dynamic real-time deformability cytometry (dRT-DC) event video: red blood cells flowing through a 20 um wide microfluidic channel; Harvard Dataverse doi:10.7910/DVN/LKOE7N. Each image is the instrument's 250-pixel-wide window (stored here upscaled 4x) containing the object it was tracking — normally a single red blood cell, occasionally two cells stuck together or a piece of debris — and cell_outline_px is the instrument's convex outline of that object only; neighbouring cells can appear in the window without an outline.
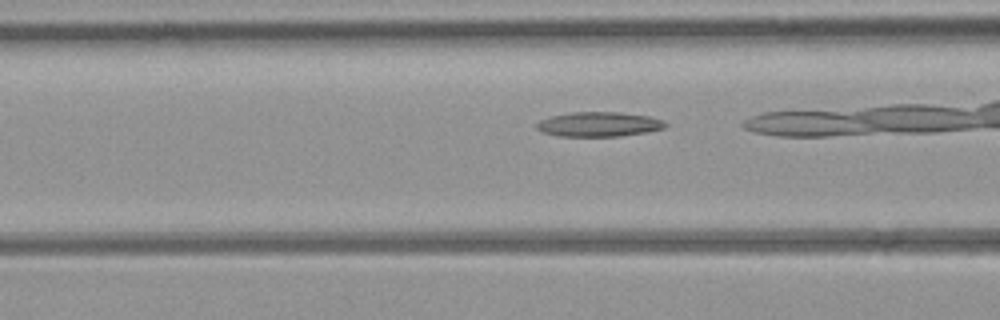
{"species": "common noctule bat (a hibernating species)", "species_latin": "Nyctalus noctula", "temperature_condition": "room temperature", "stored_images_in_passage": 24, "camera_frame_rate_fps": 3000, "um_per_image_px": 0.085, "animal": {"sex": "female", "body_mass_g": 21.9}, "frame": {"image": 1, "passage_image": 4, "time_ms": 1.0, "image_size_px": [1000, 320], "cell_outline_px": [[668, 124], [664, 128], [648, 132], [620, 136], [556, 136], [540, 132], [536, 128], [536, 124], [540, 120], [552, 116], [572, 112], [620, 112], [648, 116], [664, 120]], "centroid_in_image_um": [50.9, 10.57], "position_along_channel_um": 115.7, "area_um2": 18.61}}